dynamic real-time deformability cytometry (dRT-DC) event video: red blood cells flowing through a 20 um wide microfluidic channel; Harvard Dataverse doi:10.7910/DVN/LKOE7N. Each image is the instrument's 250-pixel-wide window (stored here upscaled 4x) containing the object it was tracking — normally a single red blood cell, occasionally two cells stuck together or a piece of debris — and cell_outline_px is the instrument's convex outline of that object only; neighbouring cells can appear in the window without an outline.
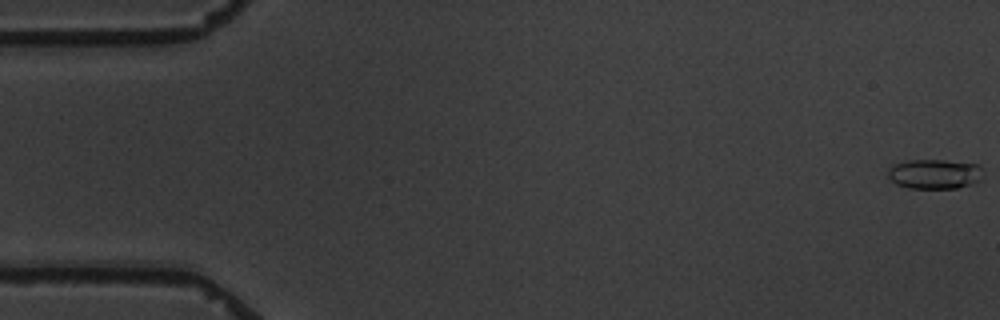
{"species": "common noctule bat (a hibernating species)", "species_latin": "Nyctalus noctula", "temperature_condition": "warm", "stored_images_in_passage": 8, "camera_frame_rate_fps": 3000, "um_per_image_px": 0.085, "animal": {"sex": "male", "body_mass_g": 19.5, "forearm_length_mm": 54.6}, "frame": {"image": 1, "passage_image": 1, "time_ms": 0.0, "image_size_px": [1000, 320], "cell_outline_px": [[984, 180], [972, 184], [956, 188], [908, 188], [896, 184], [888, 176], [888, 168], [892, 164], [908, 160], [944, 160], [980, 164], [984, 172]], "centroid_in_image_um": [79.5, 14.78], "position_along_channel_um": 5.5, "area_um2": 16.88}}
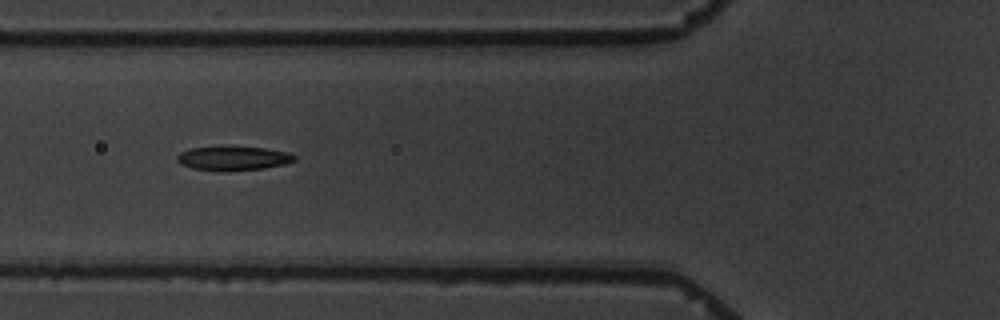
{"frame": {"image": 2, "passage_image": 7, "time_ms": 7.0, "image_size_px": [1000, 320], "cell_outline_px": [[296, 160], [284, 164], [264, 168], [224, 172], [220, 172], [192, 168], [180, 164], [176, 160], [176, 156], [180, 152], [188, 148], [228, 144], [264, 148], [288, 152], [296, 156]], "centroid_in_image_um": [19.76, 13.42], "position_along_channel_um": 106.0, "area_um2": 17.4}}
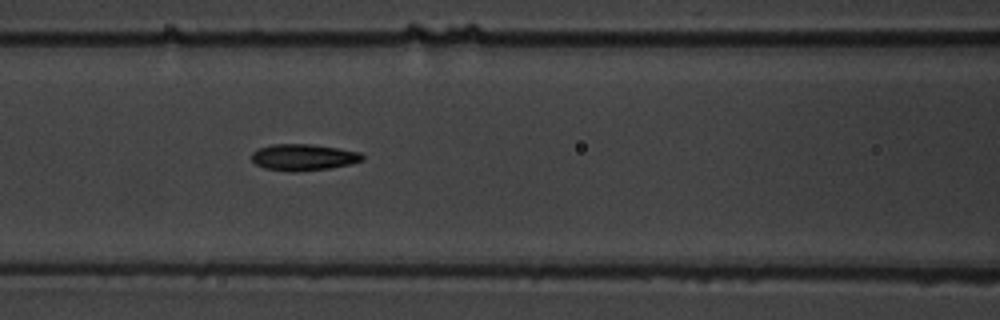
{"frame": {"image": 3, "passage_image": 8, "time_ms": 8.0, "image_size_px": [1000, 320], "cell_outline_px": [[364, 160], [332, 168], [296, 172], [292, 172], [264, 168], [256, 164], [252, 160], [252, 152], [260, 148], [272, 144], [312, 144], [360, 152], [364, 156]], "centroid_in_image_um": [25.79, 13.37], "position_along_channel_um": 140.8, "area_um2": 17.05}}